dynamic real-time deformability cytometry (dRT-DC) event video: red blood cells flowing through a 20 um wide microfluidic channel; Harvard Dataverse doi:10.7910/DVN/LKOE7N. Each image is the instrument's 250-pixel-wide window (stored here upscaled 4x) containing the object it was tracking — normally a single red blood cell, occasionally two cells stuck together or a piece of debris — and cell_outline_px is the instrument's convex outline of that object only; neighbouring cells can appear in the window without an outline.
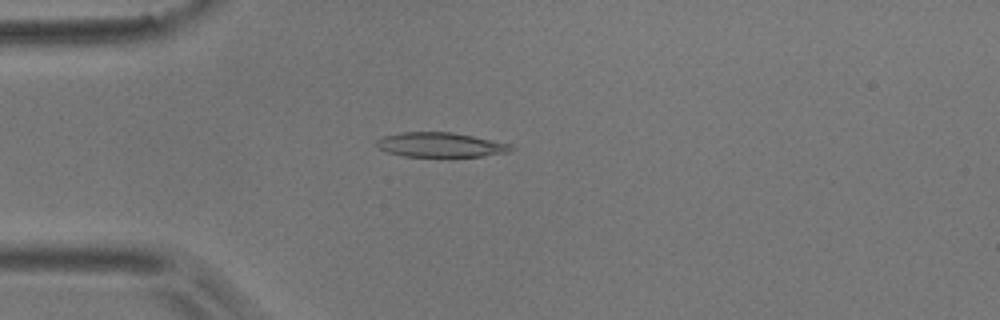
{"species": "common noctule bat (a hibernating species)", "species_latin": "Nyctalus noctula", "temperature_condition": "room temperature", "stored_images_in_passage": 40, "camera_frame_rate_fps": 3000, "um_per_image_px": 0.085, "animal": {"sex": "male", "body_mass_g": 17.9}, "frame": {"image": 1, "passage_image": 1, "time_ms": 0.0, "image_size_px": [1000, 320], "cell_outline_px": [[516, 148], [508, 152], [484, 156], [404, 156], [388, 152], [376, 148], [376, 140], [380, 136], [400, 132], [452, 132], [472, 136], [508, 144]], "centroid_in_image_um": [37.36, 12.3], "position_along_channel_um": 47.6, "area_um2": 19.19}}
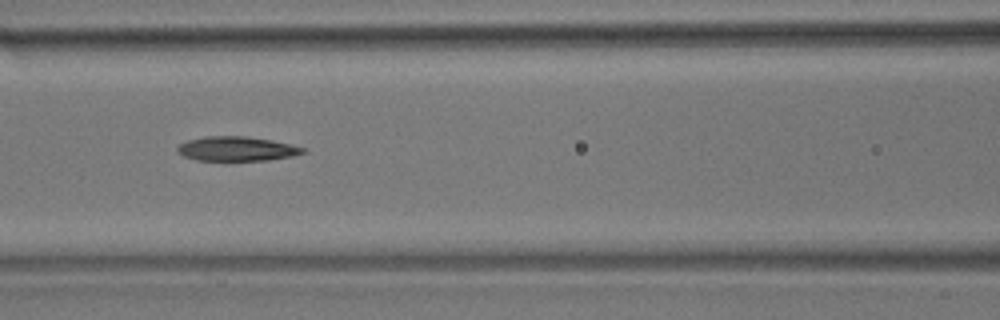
{"frame": {"image": 2, "passage_image": 10, "time_ms": 3.0, "image_size_px": [1000, 320], "cell_outline_px": [[308, 152], [292, 156], [268, 160], [196, 160], [184, 156], [176, 152], [176, 148], [180, 144], [188, 140], [204, 136], [244, 136], [272, 140], [304, 148]], "centroid_in_image_um": [20.1, 12.64], "position_along_channel_um": 146.5, "area_um2": 17.8}}
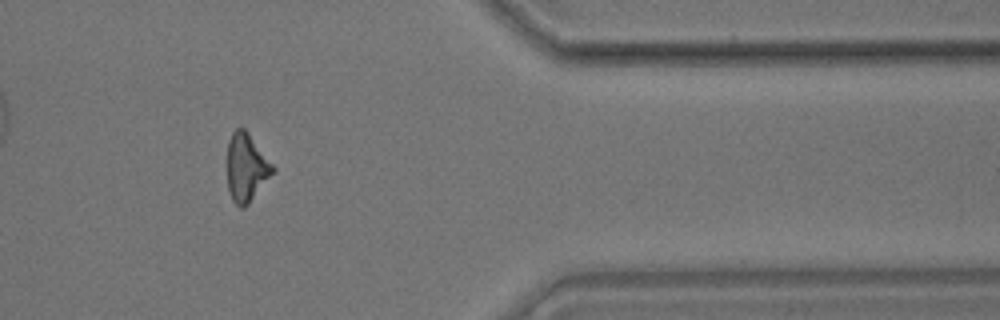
{"frame": {"image": 3, "passage_image": 31, "time_ms": 10.0, "image_size_px": [1000, 320], "cell_outline_px": [[276, 172], [248, 204], [244, 208], [240, 208], [232, 200], [228, 192], [228, 140], [232, 132], [236, 128], [244, 128], [248, 132], [276, 168]], "centroid_in_image_um": [20.96, 14.26], "position_along_channel_um": 390.4, "area_um2": 18.26}, "authors_computed_cell_mechanics": {"area_um2": 18.3515, "velocity_mm_per_s": 3.7929, "shape_relaxation_time_tau1_ms": 7.711, "shape_relaxation_time_tau2_ms": null, "deformation_change_tau1": 0.1794, "deformation_change_tau2": null}}